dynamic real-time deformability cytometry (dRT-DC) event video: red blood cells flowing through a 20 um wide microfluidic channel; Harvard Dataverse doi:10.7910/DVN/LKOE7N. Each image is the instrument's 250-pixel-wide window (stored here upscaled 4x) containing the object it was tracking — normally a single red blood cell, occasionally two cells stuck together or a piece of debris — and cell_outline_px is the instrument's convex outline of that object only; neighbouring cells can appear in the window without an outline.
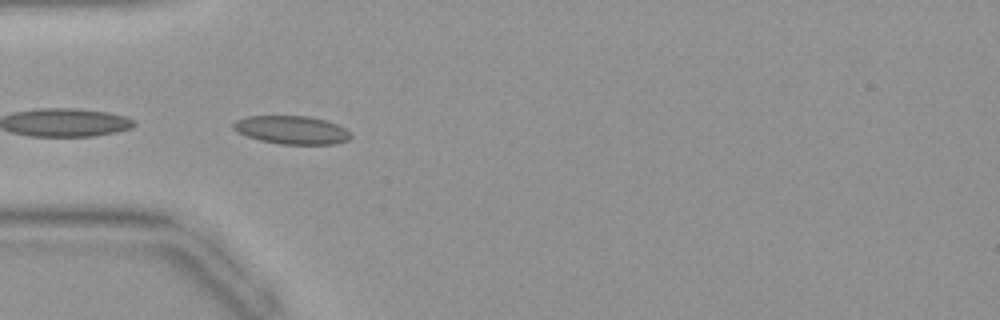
{"species": "common noctule bat (a hibernating species)", "species_latin": "Nyctalus noctula", "temperature_condition": "warm", "stored_images_in_passage": 38, "camera_frame_rate_fps": 3000, "um_per_image_px": 0.085, "animal": {"sex": "female", "body_mass_g": 19.9}, "frame": {"image": 1, "passage_image": 12, "time_ms": 3.667, "image_size_px": [1000, 320], "cell_outline_px": [[352, 136], [348, 140], [332, 144], [280, 144], [260, 140], [236, 132], [232, 128], [232, 124], [236, 120], [248, 116], [308, 116], [324, 120], [336, 124], [352, 132]], "centroid_in_image_um": [24.79, 11.04], "position_along_channel_um": 60.2, "area_um2": 19.31}}